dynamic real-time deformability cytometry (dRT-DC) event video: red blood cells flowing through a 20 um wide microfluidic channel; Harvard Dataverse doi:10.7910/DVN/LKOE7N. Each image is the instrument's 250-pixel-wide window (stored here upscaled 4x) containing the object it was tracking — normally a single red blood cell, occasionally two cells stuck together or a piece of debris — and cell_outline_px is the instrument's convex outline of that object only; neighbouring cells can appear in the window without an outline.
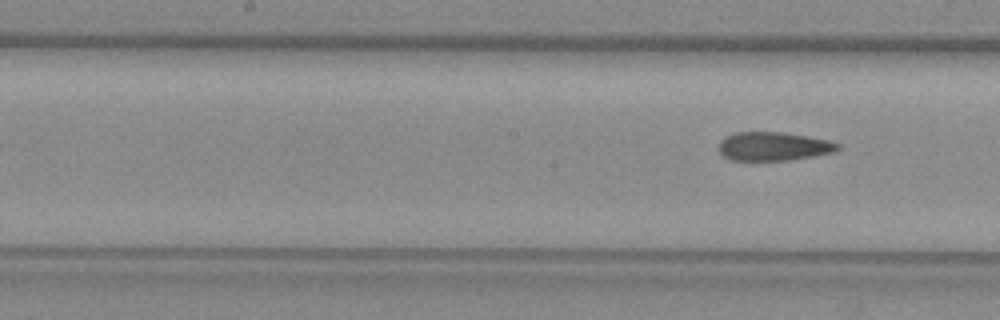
{"species": "common noctule bat (a hibernating species)", "species_latin": "Nyctalus noctula", "temperature_condition": "warm", "stored_images_in_passage": 5, "segment_of_instrument_passage": [2, 2], "camera_frame_rate_fps": 3000, "um_per_image_px": 0.085, "animal": {"sex": "female", "body_mass_g": 29.2, "forearm_length_mm": 56.3}, "frame": {"image": 1, "passage_image": 5, "time_ms": 4.667, "image_size_px": [1000, 320], "cell_outline_px": [[840, 148], [832, 152], [812, 156], [788, 160], [732, 160], [724, 156], [716, 148], [720, 140], [736, 132], [784, 132], [828, 140], [840, 144]], "centroid_in_image_um": [65.71, 12.43], "position_along_channel_um": 182.5, "area_um2": 19.77}}